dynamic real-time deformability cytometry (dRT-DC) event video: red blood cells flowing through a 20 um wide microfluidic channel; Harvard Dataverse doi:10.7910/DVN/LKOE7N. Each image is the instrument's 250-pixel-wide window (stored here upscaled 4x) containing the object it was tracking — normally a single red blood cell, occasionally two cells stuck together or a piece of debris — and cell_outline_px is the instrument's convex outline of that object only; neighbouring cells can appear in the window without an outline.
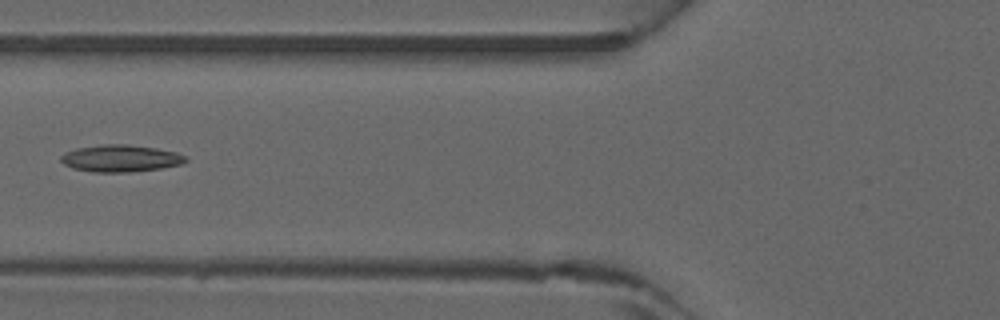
{"species": "common noctule bat (a hibernating species)", "species_latin": "Nyctalus noctula", "temperature_condition": "warm", "stored_images_in_passage": 6, "camera_frame_rate_fps": 3000, "um_per_image_px": 0.085, "animal": {"sex": "male", "forearm_length_mm": 52.5}, "frame": {"image": 1, "passage_image": 6, "time_ms": 1.667, "image_size_px": [1000, 320], "cell_outline_px": [[188, 160], [180, 164], [160, 168], [128, 172], [92, 172], [72, 168], [64, 164], [60, 160], [60, 156], [64, 152], [76, 148], [100, 144], [128, 144], [156, 148], [176, 152], [184, 156]], "centroid_in_image_um": [10.19, 13.45], "position_along_channel_um": 115.6, "area_um2": 19.65}}